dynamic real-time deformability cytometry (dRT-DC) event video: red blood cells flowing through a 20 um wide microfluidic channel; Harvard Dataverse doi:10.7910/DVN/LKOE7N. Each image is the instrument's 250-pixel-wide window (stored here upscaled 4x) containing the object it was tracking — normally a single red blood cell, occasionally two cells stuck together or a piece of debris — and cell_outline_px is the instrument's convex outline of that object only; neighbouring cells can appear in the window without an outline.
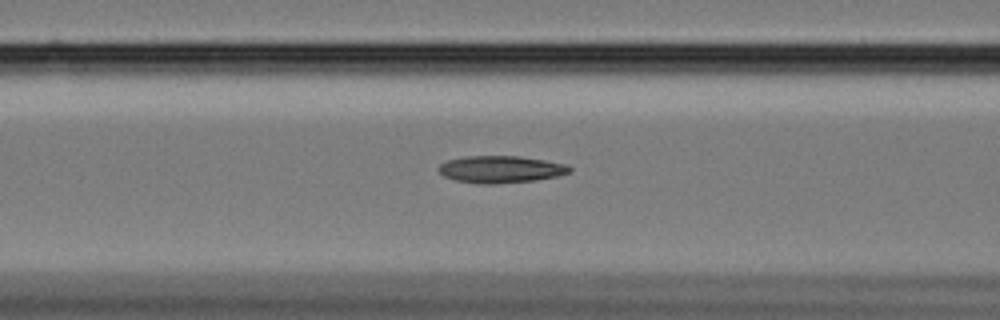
{"species": "Egyptian fruit bat (a non-hibernating species)", "species_latin": "Rousettus aegyptiacus", "temperature_condition": "cold", "stored_images_in_passage": 59, "camera_frame_rate_fps": 3000, "um_per_image_px": 0.085, "animal": {"sex": "female"}, "frame": {"image": 1, "passage_image": 24, "time_ms": 7.667, "image_size_px": [1000, 320], "cell_outline_px": [[572, 172], [556, 176], [536, 180], [496, 184], [476, 184], [456, 180], [444, 176], [436, 168], [440, 164], [448, 160], [464, 156], [520, 156], [568, 164], [572, 168]], "centroid_in_image_um": [42.57, 14.39], "position_along_channel_um": 124.0, "area_um2": 20.87}}
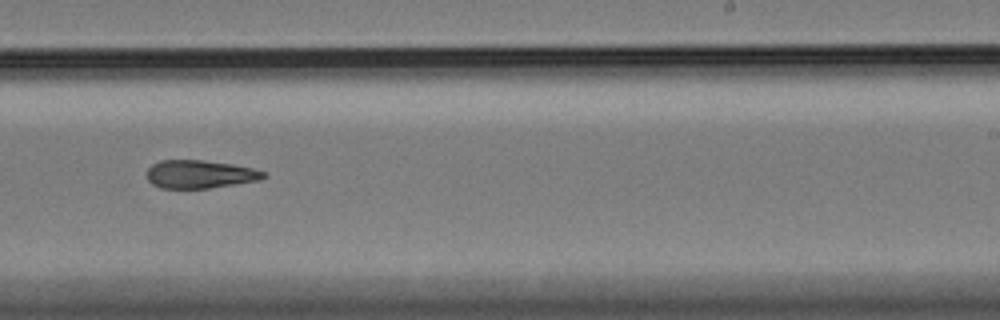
{"frame": {"image": 2, "passage_image": 37, "time_ms": 12.0, "image_size_px": [1000, 320], "cell_outline_px": [[268, 176], [260, 180], [236, 184], [208, 188], [160, 188], [152, 184], [148, 180], [148, 168], [152, 164], [160, 160], [204, 160], [232, 164], [252, 168], [264, 172]], "centroid_in_image_um": [17.0, 14.81], "position_along_channel_um": 272.0, "area_um2": 19.13}}
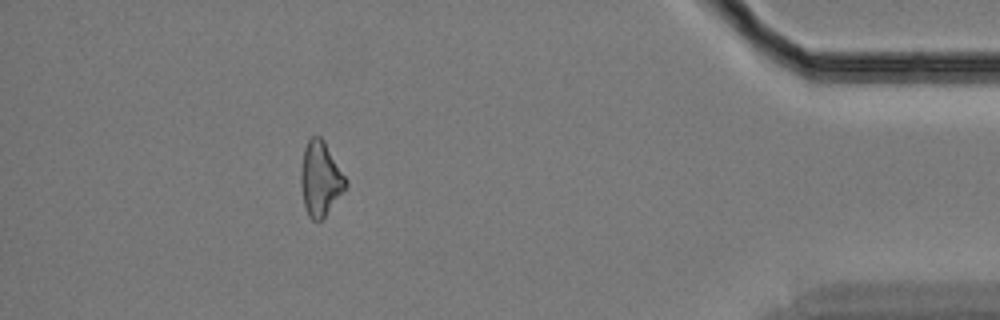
{"frame": {"image": 3, "passage_image": 53, "time_ms": 17.333, "image_size_px": [1000, 320], "cell_outline_px": [[348, 184], [324, 216], [320, 220], [312, 220], [308, 216], [304, 204], [300, 184], [300, 172], [304, 148], [308, 140], [312, 136], [320, 136], [324, 140], [344, 176]], "centroid_in_image_um": [27.19, 15.17], "position_along_channel_um": 408.0, "area_um2": 19.02}}